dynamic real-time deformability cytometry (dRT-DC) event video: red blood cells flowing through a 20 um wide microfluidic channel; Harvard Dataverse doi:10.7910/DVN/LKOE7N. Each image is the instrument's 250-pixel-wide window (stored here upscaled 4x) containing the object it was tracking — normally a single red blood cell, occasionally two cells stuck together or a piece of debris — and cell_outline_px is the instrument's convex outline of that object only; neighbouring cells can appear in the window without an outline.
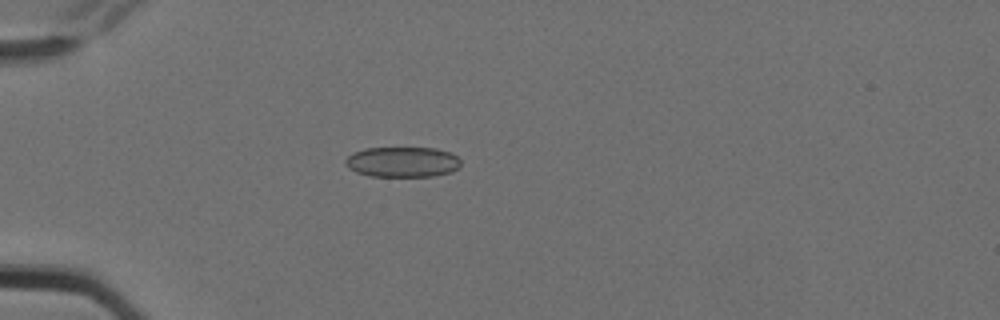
{"species": "Egyptian fruit bat (a non-hibernating species)", "species_latin": "Rousettus aegyptiacus", "temperature_condition": "cold", "stored_images_in_passage": 5, "camera_frame_rate_fps": 3000, "um_per_image_px": 0.085, "animal": {"sex": "female"}, "frame": {"image": 1, "passage_image": 3, "time_ms": 0.667, "image_size_px": [1000, 320], "cell_outline_px": [[460, 164], [452, 172], [432, 176], [372, 176], [356, 172], [348, 168], [344, 164], [344, 160], [352, 152], [364, 148], [436, 148], [452, 152], [460, 160]], "centroid_in_image_um": [34.18, 13.76], "position_along_channel_um": 50.8, "area_um2": 20.52}}
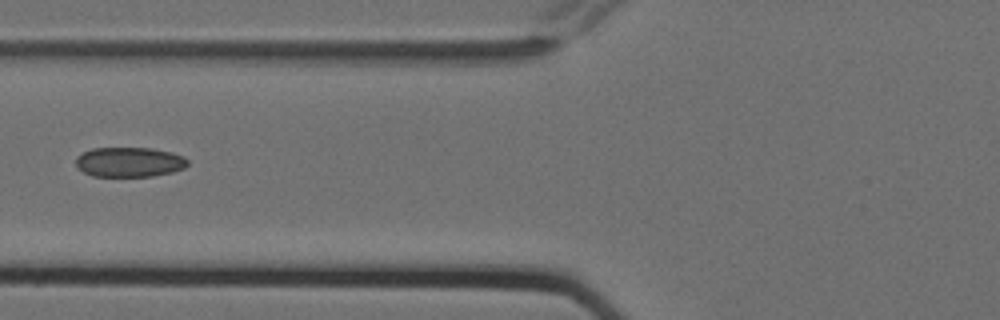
{"frame": {"image": 2, "passage_image": 5, "time_ms": 1.333, "image_size_px": [1000, 320], "cell_outline_px": [[188, 164], [184, 168], [172, 172], [152, 176], [92, 176], [76, 168], [76, 156], [92, 148], [152, 148], [172, 152], [184, 156], [188, 160]], "centroid_in_image_um": [10.99, 13.77], "position_along_channel_um": 114.8, "area_um2": 19.54}}